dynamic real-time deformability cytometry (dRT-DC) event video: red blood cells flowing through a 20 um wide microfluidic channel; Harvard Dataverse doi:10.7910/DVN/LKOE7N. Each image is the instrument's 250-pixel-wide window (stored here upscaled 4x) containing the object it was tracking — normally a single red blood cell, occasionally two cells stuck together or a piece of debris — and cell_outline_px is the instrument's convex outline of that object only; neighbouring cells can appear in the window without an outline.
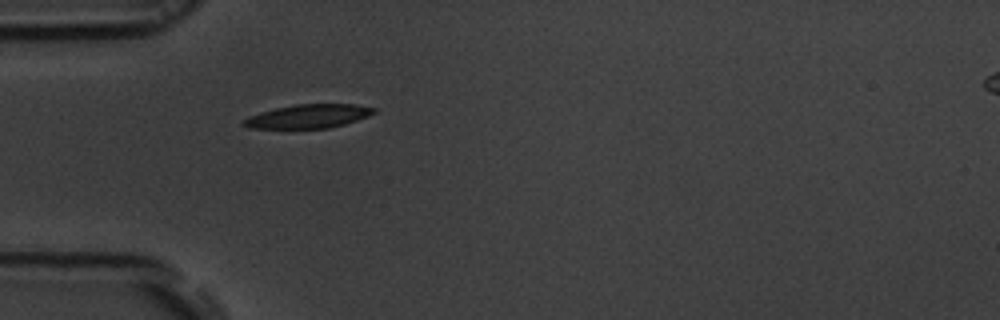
{"species": "common noctule bat (a hibernating species)", "species_latin": "Nyctalus noctula", "temperature_condition": "room temperature", "stored_images_in_passage": 39, "camera_frame_rate_fps": 3000, "um_per_image_px": 0.085, "animal": {"sex": "male", "body_mass_g": 19.5, "forearm_length_mm": 54.6}, "frame": {"image": 1, "passage_image": 1, "time_ms": 0.0, "image_size_px": [1000, 320], "cell_outline_px": [[376, 112], [368, 116], [344, 124], [328, 128], [248, 128], [240, 124], [248, 116], [260, 112], [276, 108], [296, 104], [356, 104], [376, 108]], "centroid_in_image_um": [26.2, 9.88], "position_along_channel_um": 58.8, "area_um2": 17.98}}
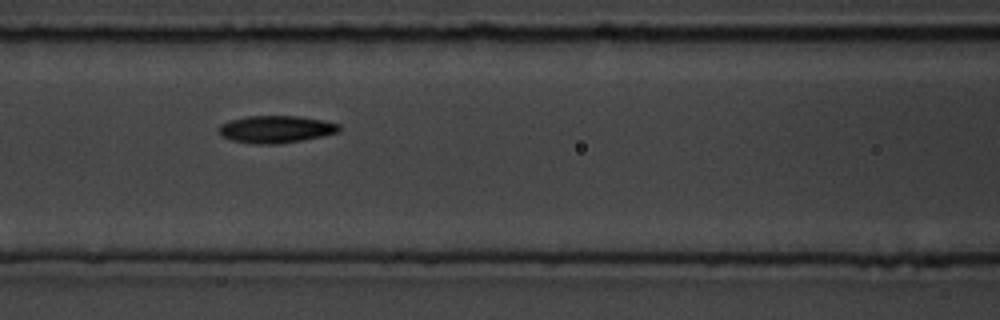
{"frame": {"image": 2, "passage_image": 8, "time_ms": 2.333, "image_size_px": [1000, 320], "cell_outline_px": [[340, 132], [324, 136], [276, 144], [256, 144], [232, 140], [220, 136], [216, 128], [220, 124], [228, 120], [244, 116], [300, 116], [324, 120], [340, 124]], "centroid_in_image_um": [23.42, 10.97], "position_along_channel_um": 143.2, "area_um2": 19.42}}
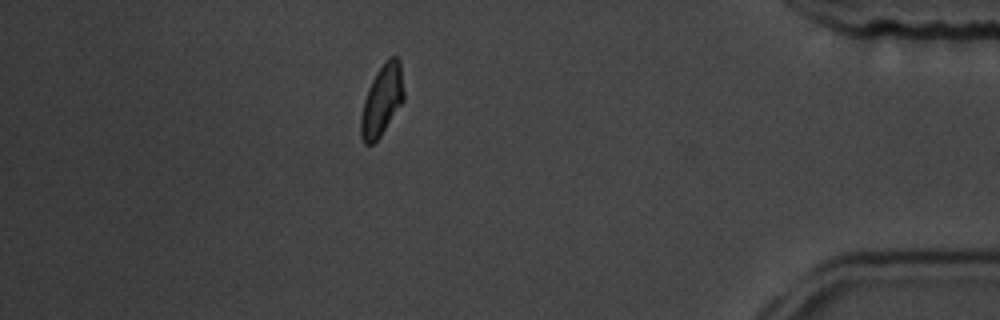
{"frame": {"image": 3, "passage_image": 32, "time_ms": 10.333, "image_size_px": [1000, 320], "cell_outline_px": [[404, 100], [380, 136], [372, 144], [364, 144], [360, 136], [360, 116], [364, 100], [368, 88], [376, 72], [392, 56], [396, 56], [400, 60], [404, 92]], "centroid_in_image_um": [32.45, 8.55], "position_along_channel_um": 402.7, "area_um2": 17.57}, "authors_computed_cell_mechanics": {"area_um2": 18.3226, "velocity_mm_per_s": 3.7801, "shape_relaxation_time_tau1_ms": 3.957, "shape_relaxation_time_tau2_ms": 2.8685, "deformation_change_tau1": 0.1375, "deformation_change_tau2": 0.0771}}